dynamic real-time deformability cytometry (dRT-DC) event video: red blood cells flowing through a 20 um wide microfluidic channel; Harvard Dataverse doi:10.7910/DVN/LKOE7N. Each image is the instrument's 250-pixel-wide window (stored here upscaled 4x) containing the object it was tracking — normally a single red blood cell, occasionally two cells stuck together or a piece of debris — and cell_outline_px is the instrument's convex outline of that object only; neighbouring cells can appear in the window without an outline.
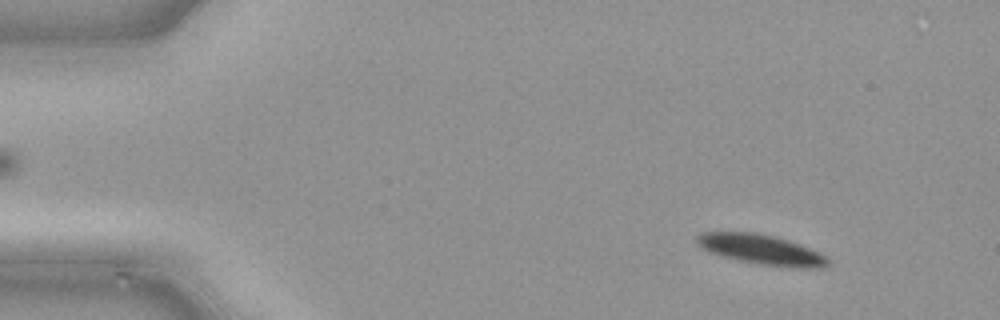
{"species": "common noctule bat (a hibernating species)", "species_latin": "Nyctalus noctula", "temperature_condition": "cold", "stored_images_in_passage": 49, "camera_frame_rate_fps": 3000, "um_per_image_px": 0.085, "animal": {"sex": "male", "body_mass_g": 21.5, "forearm_length_mm": 52.0}, "frame": {"image": 1, "passage_image": 6, "time_ms": 1.667, "image_size_px": [1000, 320], "cell_outline_px": [[828, 264], [820, 268], [800, 268], [760, 264], [740, 260], [708, 252], [700, 248], [696, 244], [696, 236], [700, 232], [756, 232], [776, 236], [800, 244], [828, 256]], "centroid_in_image_um": [64.68, 21.2], "position_along_channel_um": 20.3, "area_um2": 22.95}}
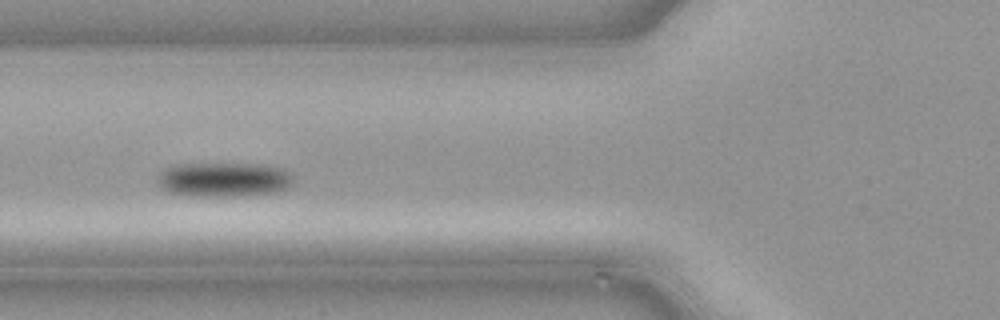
{"frame": {"image": 2, "passage_image": 19, "time_ms": 6.0, "image_size_px": [1000, 320], "cell_outline_px": [[296, 184], [292, 188], [276, 192], [244, 196], [192, 196], [172, 192], [160, 188], [156, 180], [160, 172], [168, 168], [180, 164], [260, 164], [284, 168], [296, 180]], "centroid_in_image_um": [19.12, 15.27], "position_along_channel_um": 106.7, "area_um2": 27.69}}
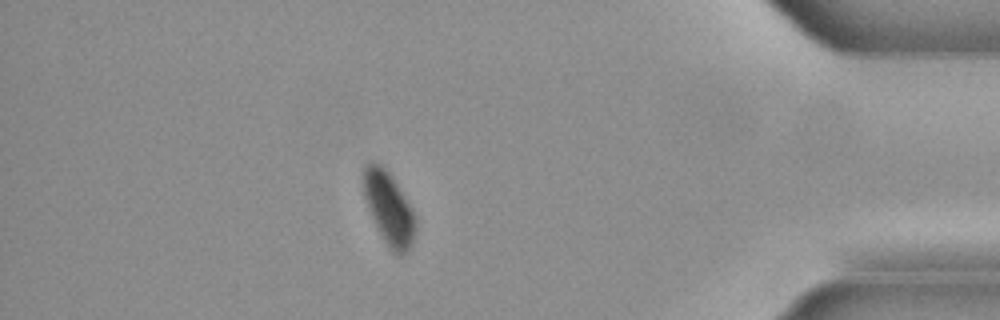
{"frame": {"image": 3, "passage_image": 43, "time_ms": 14.0, "image_size_px": [1000, 320], "cell_outline_px": [[416, 228], [412, 240], [408, 248], [404, 252], [392, 252], [388, 248], [368, 208], [364, 196], [360, 176], [360, 172], [364, 164], [372, 160], [380, 164], [388, 172], [396, 184], [416, 216]], "centroid_in_image_um": [32.98, 17.61], "position_along_channel_um": 402.2, "area_um2": 21.79}}